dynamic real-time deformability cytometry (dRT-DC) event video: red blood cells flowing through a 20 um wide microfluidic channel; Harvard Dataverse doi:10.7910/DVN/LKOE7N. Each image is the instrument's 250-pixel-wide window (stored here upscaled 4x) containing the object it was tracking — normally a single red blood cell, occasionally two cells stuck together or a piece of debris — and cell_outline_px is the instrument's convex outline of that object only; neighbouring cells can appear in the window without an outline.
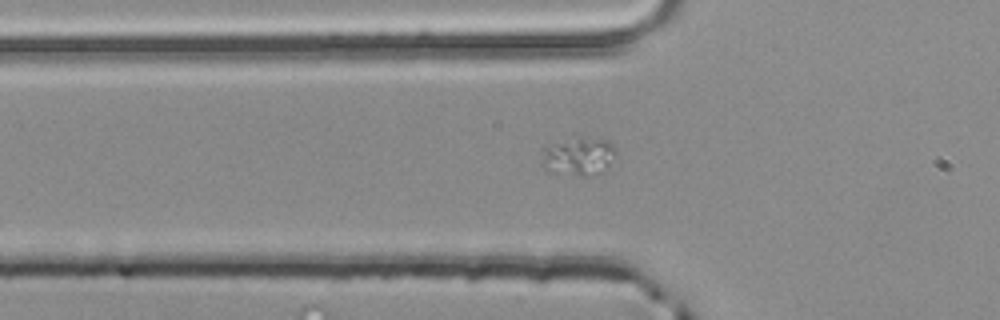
{"species": "common noctule bat (a hibernating species)", "species_latin": "Nyctalus noctula", "temperature_condition": "room temperature", "stored_images_in_passage": 4, "segment_of_instrument_passage": [2, 2], "camera_frame_rate_fps": 3000, "um_per_image_px": 0.085, "animal": {"sex": "male", "body_mass_g": 20.4}, "frame": {"image": 1, "passage_image": 4, "time_ms": 1.0, "image_size_px": [1000, 320], "cell_outline_px": [[616, 156], [588, 176], [580, 176], [548, 172], [544, 168], [544, 148], [580, 136], [608, 140], [612, 144], [616, 152]], "centroid_in_image_um": [49.16, 13.27], "position_along_channel_um": 76.6, "area_um2": 15.66}}